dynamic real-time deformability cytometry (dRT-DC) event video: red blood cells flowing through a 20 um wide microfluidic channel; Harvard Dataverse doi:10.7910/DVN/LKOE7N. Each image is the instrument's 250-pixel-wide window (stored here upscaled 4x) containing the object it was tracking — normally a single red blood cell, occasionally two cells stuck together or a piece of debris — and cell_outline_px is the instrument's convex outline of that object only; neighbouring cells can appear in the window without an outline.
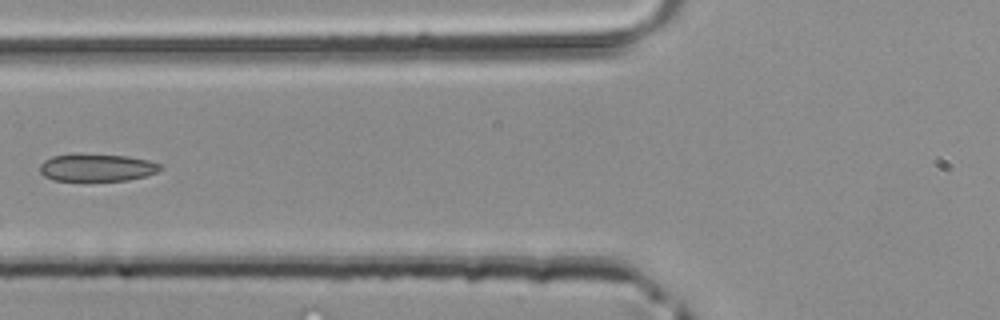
{"species": "common noctule bat (a hibernating species)", "species_latin": "Nyctalus noctula", "temperature_condition": "room temperature", "stored_images_in_passage": 3, "camera_frame_rate_fps": 3000, "um_per_image_px": 0.085, "animal": {"sex": "male", "body_mass_g": 20.4}, "frame": {"image": 1, "passage_image": 3, "time_ms": 0.667, "image_size_px": [1000, 320], "cell_outline_px": [[164, 168], [156, 172], [144, 176], [128, 180], [52, 180], [44, 176], [40, 172], [40, 164], [44, 160], [52, 156], [128, 156], [148, 160], [160, 164]], "centroid_in_image_um": [8.26, 14.27], "position_along_channel_um": 117.5, "area_um2": 18.5}}